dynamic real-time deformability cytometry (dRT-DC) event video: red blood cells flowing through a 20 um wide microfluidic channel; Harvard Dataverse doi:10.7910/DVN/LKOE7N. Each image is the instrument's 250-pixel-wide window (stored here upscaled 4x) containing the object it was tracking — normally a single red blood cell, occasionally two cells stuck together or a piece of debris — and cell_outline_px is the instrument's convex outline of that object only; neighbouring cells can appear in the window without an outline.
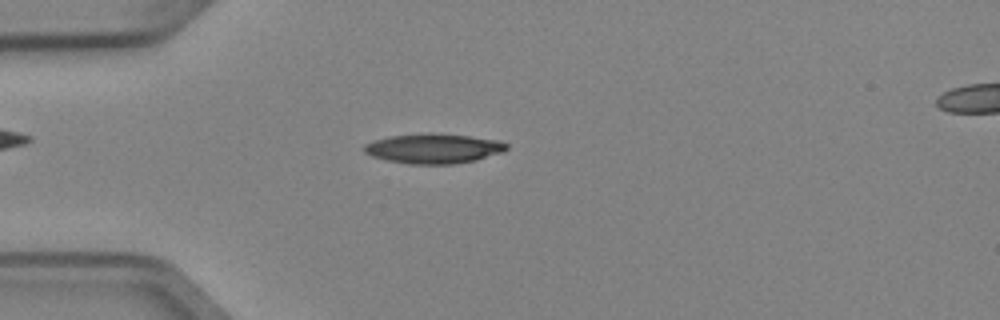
{"species": "Egyptian fruit bat (a non-hibernating species)", "species_latin": "Rousettus aegyptiacus", "temperature_condition": "cold", "stored_images_in_passage": 51, "camera_frame_rate_fps": 3000, "um_per_image_px": 0.085, "animal": {"sex": "female"}, "frame": {"image": 1, "passage_image": 14, "time_ms": 4.333, "image_size_px": [1000, 320], "cell_outline_px": [[508, 148], [500, 152], [476, 160], [456, 164], [408, 164], [388, 160], [372, 156], [364, 152], [364, 144], [388, 136], [468, 136], [496, 140], [508, 144]], "centroid_in_image_um": [36.84, 12.68], "position_along_channel_um": 48.2, "area_um2": 23.47}}
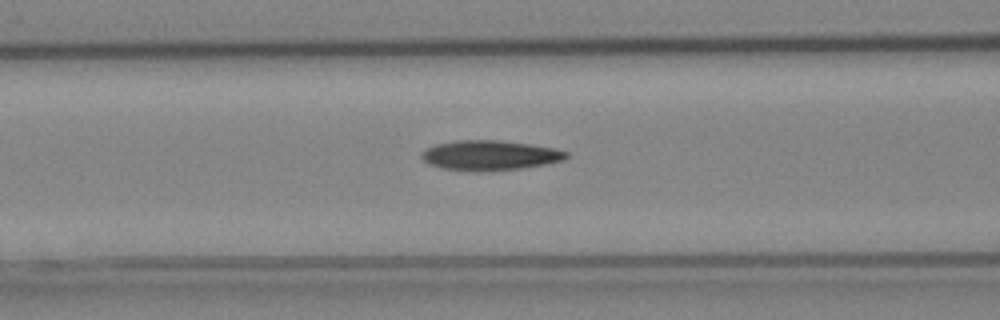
{"frame": {"image": 2, "passage_image": 21, "time_ms": 6.667, "image_size_px": [1000, 320], "cell_outline_px": [[568, 156], [564, 160], [544, 164], [520, 168], [476, 172], [440, 168], [428, 164], [420, 156], [428, 148], [436, 144], [456, 140], [500, 140], [528, 144], [552, 148], [568, 152]], "centroid_in_image_um": [41.6, 13.21], "position_along_channel_um": 125.0, "area_um2": 25.03}}
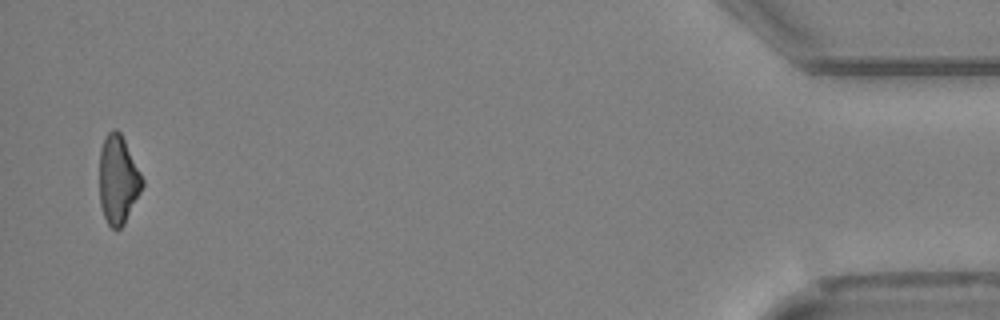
{"frame": {"image": 3, "passage_image": 50, "time_ms": 16.333, "image_size_px": [1000, 320], "cell_outline_px": [[144, 184], [124, 224], [120, 228], [112, 228], [108, 224], [104, 216], [100, 204], [100, 148], [104, 136], [112, 128], [116, 128], [120, 132], [144, 180]], "centroid_in_image_um": [10.02, 15.24], "position_along_channel_um": 425.2, "area_um2": 21.91}, "authors_computed_cell_mechanics": {"area_um2": 23.7558, "velocity_mm_per_s": 3.9717, "shape_relaxation_time_tau1_ms": 6.0451, "shape_relaxation_time_tau2_ms": 5.4529, "deformation_change_tau1": 0.1631, "deformation_change_tau2": 0.1432}}